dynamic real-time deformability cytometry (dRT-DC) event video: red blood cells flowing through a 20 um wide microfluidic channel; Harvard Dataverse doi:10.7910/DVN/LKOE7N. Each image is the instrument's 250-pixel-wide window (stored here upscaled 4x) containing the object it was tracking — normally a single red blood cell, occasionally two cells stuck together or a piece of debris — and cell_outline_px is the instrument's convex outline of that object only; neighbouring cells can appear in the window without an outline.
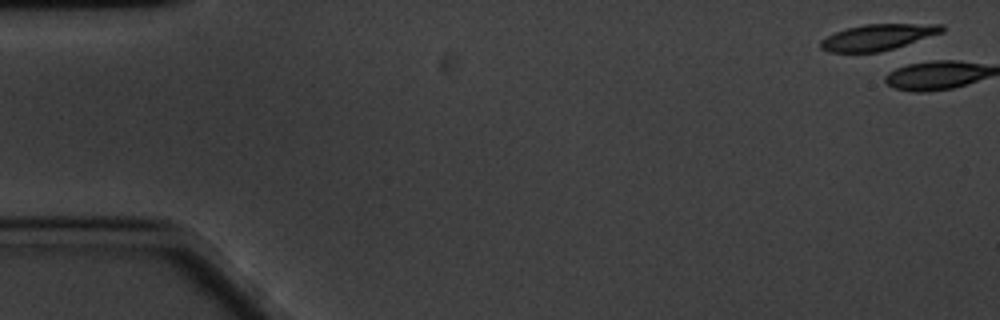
{"species": "common noctule bat (a hibernating species)", "species_latin": "Nyctalus noctula", "temperature_condition": "cold", "stored_images_in_passage": 2, "camera_frame_rate_fps": 3000, "um_per_image_px": 0.085, "animal": {"sex": "male", "body_mass_g": 20.1, "forearm_length_mm": 53.5}, "frame": {"image": 1, "passage_image": 1, "time_ms": 0.0, "image_size_px": [1000, 320], "cell_outline_px": [[944, 32], [880, 52], [828, 52], [820, 48], [820, 40], [836, 32], [848, 28], [864, 24], [944, 24]], "centroid_in_image_um": [74.61, 3.16], "position_along_channel_um": 10.4, "area_um2": 18.21}}